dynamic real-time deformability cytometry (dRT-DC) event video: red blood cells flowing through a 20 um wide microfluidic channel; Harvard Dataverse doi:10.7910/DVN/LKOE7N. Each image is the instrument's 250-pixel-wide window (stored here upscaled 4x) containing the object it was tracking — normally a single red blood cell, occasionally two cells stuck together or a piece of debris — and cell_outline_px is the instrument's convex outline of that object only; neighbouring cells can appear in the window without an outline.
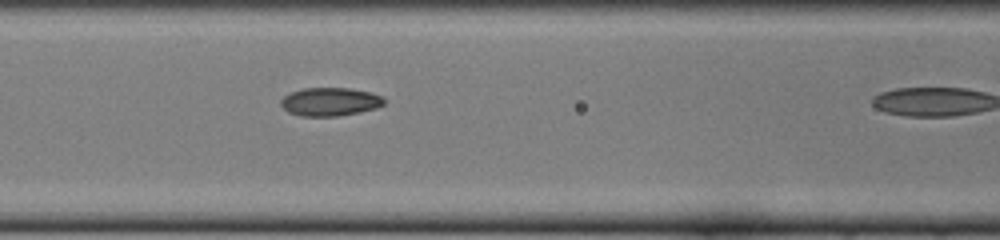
{"species": "common noctule bat (a hibernating species)", "species_latin": "Nyctalus noctula", "temperature_condition": "cold", "stored_images_in_passage": 7, "camera_frame_rate_fps": 3000, "um_per_image_px": 0.085, "animal": {"sex": "female", "body_mass_g": 22.0, "forearm_length_mm": 56.7}, "frame": {"image": 1, "passage_image": 6, "time_ms": 1.667, "image_size_px": [1000, 240], "cell_outline_px": [[384, 104], [376, 108], [360, 112], [336, 116], [300, 116], [288, 112], [280, 104], [280, 100], [284, 96], [292, 92], [304, 88], [348, 88], [372, 92], [384, 96]], "centroid_in_image_um": [28.07, 8.64], "position_along_channel_um": 138.5, "area_um2": 17.11}}